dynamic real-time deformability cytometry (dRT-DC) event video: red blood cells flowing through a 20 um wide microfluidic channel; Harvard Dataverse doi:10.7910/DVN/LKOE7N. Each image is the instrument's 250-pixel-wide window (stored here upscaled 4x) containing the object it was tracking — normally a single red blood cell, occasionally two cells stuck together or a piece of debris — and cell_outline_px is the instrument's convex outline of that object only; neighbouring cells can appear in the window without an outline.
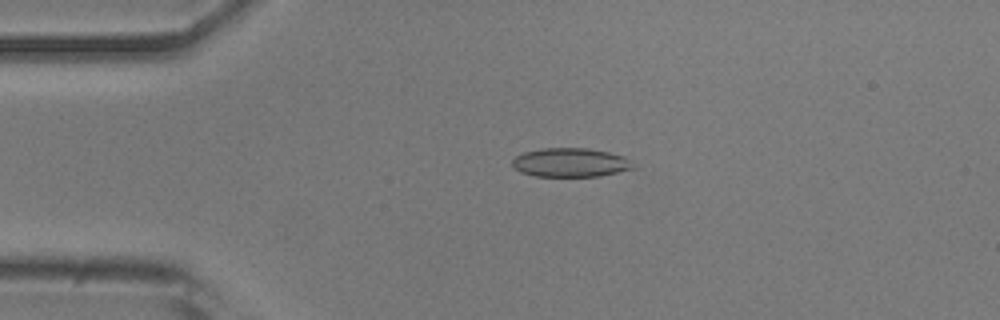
{"species": "common noctule bat (a hibernating species)", "species_latin": "Nyctalus noctula", "temperature_condition": "room temperature", "stored_images_in_passage": 51, "camera_frame_rate_fps": 3000, "um_per_image_px": 0.085, "animal": {"sex": "male", "body_mass_g": 20.5, "forearm_length_mm": 52.5}, "frame": {"image": 1, "passage_image": 11, "time_ms": 3.333, "image_size_px": [1000, 320], "cell_outline_px": [[636, 168], [600, 176], [536, 176], [520, 172], [512, 168], [512, 160], [516, 156], [524, 152], [540, 148], [588, 148], [608, 152], [624, 156]], "centroid_in_image_um": [48.45, 13.81], "position_along_channel_um": 36.5, "area_um2": 20.4}}
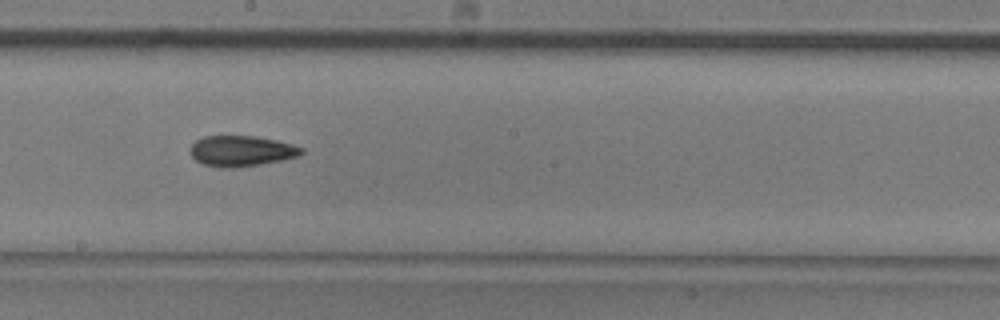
{"frame": {"image": 2, "passage_image": 28, "time_ms": 9.0, "image_size_px": [1000, 320], "cell_outline_px": [[304, 152], [296, 156], [284, 160], [260, 164], [232, 168], [220, 168], [204, 164], [196, 160], [188, 152], [192, 144], [196, 140], [204, 136], [256, 136], [276, 140], [292, 144], [304, 148]], "centroid_in_image_um": [20.5, 12.83], "position_along_channel_um": 227.7, "area_um2": 19.94}}
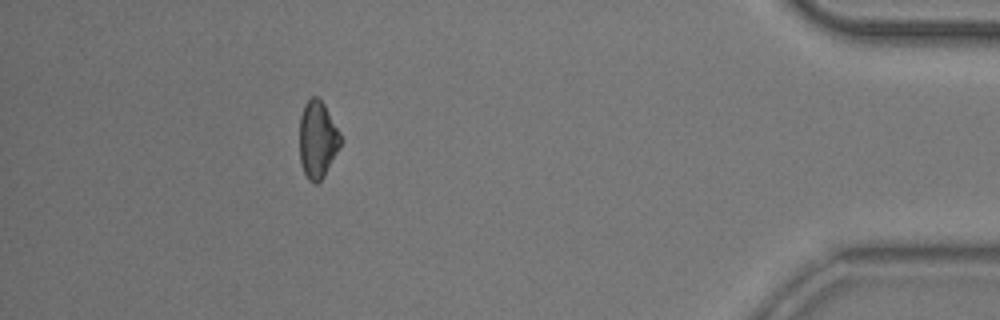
{"frame": {"image": 3, "passage_image": 46, "time_ms": 15.0, "image_size_px": [1000, 320], "cell_outline_px": [[340, 144], [324, 176], [316, 184], [308, 180], [304, 172], [300, 160], [300, 116], [304, 104], [312, 96], [316, 96], [324, 104], [340, 132]], "centroid_in_image_um": [26.97, 11.85], "position_along_channel_um": 408.2, "area_um2": 18.15}, "authors_computed_cell_mechanics": {"area_um2": 19.8254, "velocity_mm_per_s": 3.9166, "shape_relaxation_time_tau1_ms": 6.5805, "shape_relaxation_time_tau2_ms": 7.9932, "deformation_change_tau1": 0.1154, "deformation_change_tau2": 0.143}}